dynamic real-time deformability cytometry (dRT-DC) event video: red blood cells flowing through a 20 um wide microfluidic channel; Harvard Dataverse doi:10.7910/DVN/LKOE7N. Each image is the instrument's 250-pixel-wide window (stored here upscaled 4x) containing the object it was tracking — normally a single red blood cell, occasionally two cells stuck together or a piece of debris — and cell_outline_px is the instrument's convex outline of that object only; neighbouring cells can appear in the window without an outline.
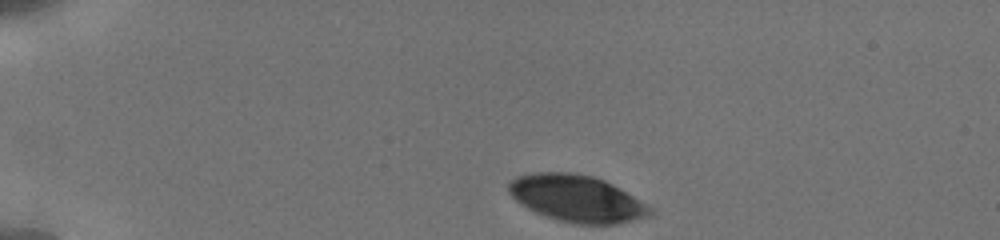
{"species": "human", "species_latin": "Homo sapiens", "temperature_condition": "cold", "stored_images_in_passage": 22, "camera_frame_rate_fps": 3000, "um_per_image_px": 0.085, "donor": {"sex": "male"}, "frame": {"image": 1, "passage_image": 1, "time_ms": 0.0, "image_size_px": [1000, 240], "cell_outline_px": [[652, 216], [616, 224], [572, 224], [556, 220], [544, 216], [520, 204], [508, 192], [508, 184], [516, 176], [532, 172], [572, 172], [592, 176], [604, 180], [612, 184], [652, 208]], "centroid_in_image_um": [49.0, 16.88], "position_along_channel_um": 36.0, "area_um2": 38.61}}
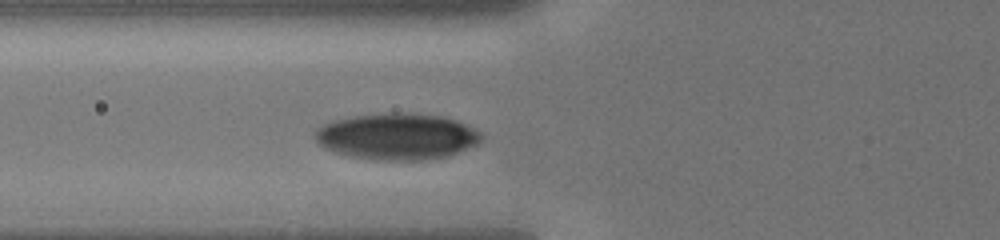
{"frame": {"image": 2, "passage_image": 12, "time_ms": 3.333, "image_size_px": [1000, 240], "cell_outline_px": [[484, 140], [480, 144], [448, 156], [420, 160], [372, 160], [348, 156], [324, 148], [316, 140], [316, 128], [332, 120], [356, 116], [440, 116], [476, 128], [484, 132]], "centroid_in_image_um": [33.8, 11.66], "position_along_channel_um": 92.0, "area_um2": 43.87}}
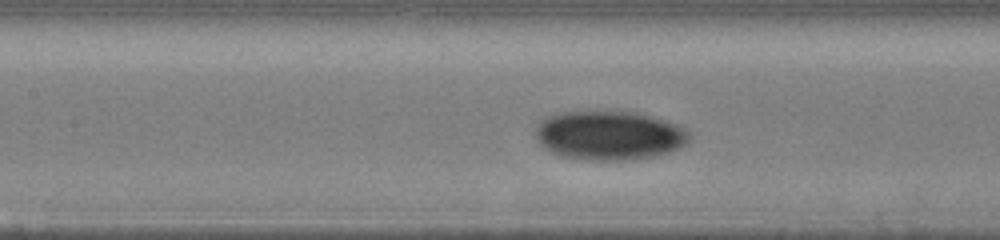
{"frame": {"image": 3, "passage_image": 17, "time_ms": 5.0, "image_size_px": [1000, 240], "cell_outline_px": [[692, 136], [688, 144], [680, 148], [656, 156], [632, 160], [580, 160], [560, 156], [544, 148], [536, 140], [536, 128], [540, 120], [548, 116], [560, 112], [616, 108], [624, 108], [652, 116], [676, 124], [692, 132]], "centroid_in_image_um": [51.81, 11.47], "position_along_channel_um": 155.6, "area_um2": 45.78}}